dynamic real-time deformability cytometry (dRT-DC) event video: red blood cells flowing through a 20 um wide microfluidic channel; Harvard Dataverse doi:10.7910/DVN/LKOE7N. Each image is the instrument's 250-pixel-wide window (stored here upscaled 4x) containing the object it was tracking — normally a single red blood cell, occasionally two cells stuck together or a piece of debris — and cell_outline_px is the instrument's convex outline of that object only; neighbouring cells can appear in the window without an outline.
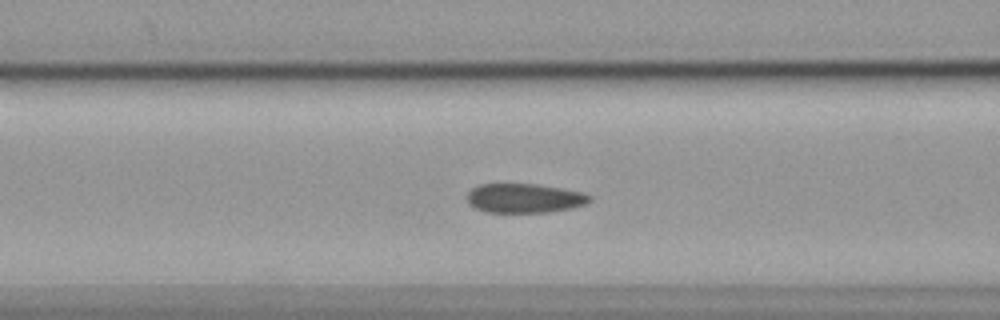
{"species": "common noctule bat (a hibernating species)", "species_latin": "Nyctalus noctula", "temperature_condition": "cold", "stored_images_in_passage": 56, "camera_frame_rate_fps": 3000, "um_per_image_px": 0.085, "animal": {"sex": "female", "body_mass_g": 19.9}, "frame": {"image": 1, "passage_image": 21, "time_ms": 6.667, "image_size_px": [1000, 320], "cell_outline_px": [[592, 200], [584, 204], [572, 208], [548, 212], [484, 212], [468, 204], [468, 192], [472, 188], [480, 184], [536, 184], [584, 192], [592, 196]], "centroid_in_image_um": [44.59, 16.85], "position_along_channel_um": 122.0, "area_um2": 20.92}}
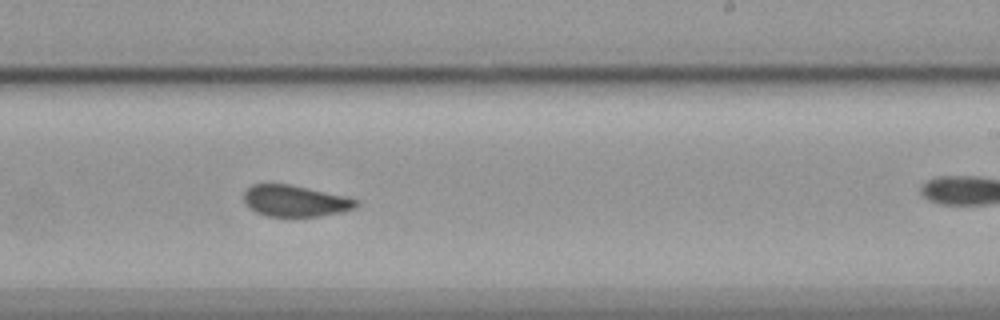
{"frame": {"image": 2, "passage_image": 33, "time_ms": 10.667, "image_size_px": [1000, 320], "cell_outline_px": [[360, 204], [356, 208], [344, 212], [320, 216], [264, 216], [248, 208], [244, 204], [244, 192], [252, 184], [288, 184], [348, 196], [356, 200]], "centroid_in_image_um": [25.1, 17.09], "position_along_channel_um": 263.9, "area_um2": 20.75}}
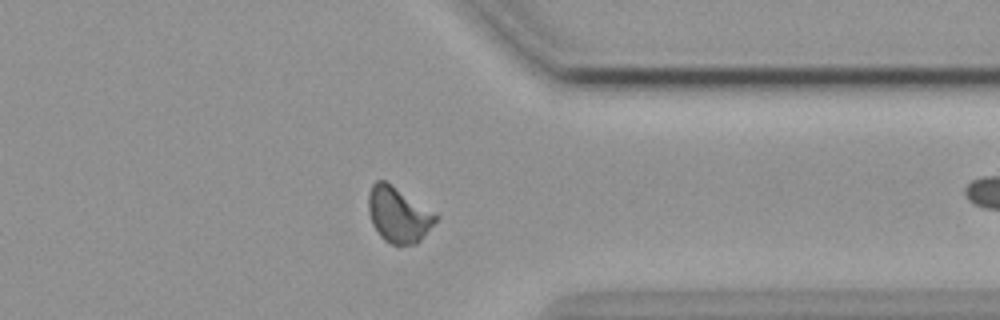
{"frame": {"image": 3, "passage_image": 43, "time_ms": 14.0, "image_size_px": [1000, 320], "cell_outline_px": [[440, 216], [424, 236], [416, 244], [392, 244], [384, 240], [380, 236], [372, 224], [368, 212], [368, 192], [372, 184], [376, 180], [384, 180], [436, 212]], "centroid_in_image_um": [33.86, 18.24], "position_along_channel_um": 377.5, "area_um2": 21.85}, "authors_computed_cell_mechanics": {"area_um2": 21.2415, "velocity_mm_per_s": 3.5659, "shape_relaxation_time_tau1_ms": null, "shape_relaxation_time_tau2_ms": 1.7385, "deformation_change_tau1": null, "deformation_change_tau2": 0.0751}}